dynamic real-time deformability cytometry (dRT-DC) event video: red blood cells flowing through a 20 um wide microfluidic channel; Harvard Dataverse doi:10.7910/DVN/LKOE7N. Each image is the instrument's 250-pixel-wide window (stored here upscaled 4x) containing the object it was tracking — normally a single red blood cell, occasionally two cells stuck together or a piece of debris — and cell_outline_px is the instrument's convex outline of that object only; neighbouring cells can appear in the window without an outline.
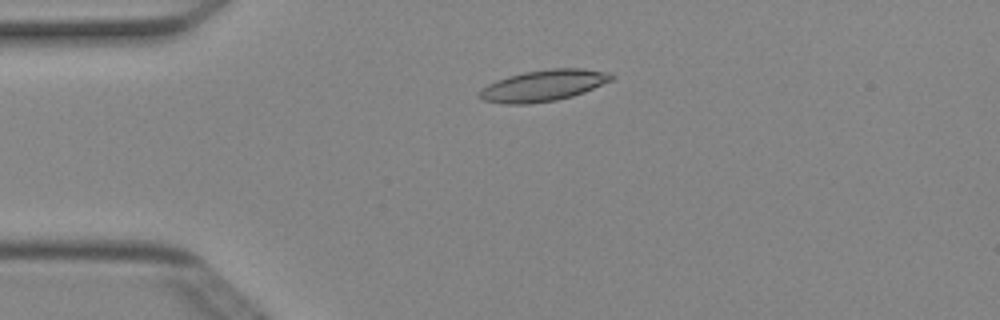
{"species": "Egyptian fruit bat (a non-hibernating species)", "species_latin": "Rousettus aegyptiacus", "temperature_condition": "cold", "stored_images_in_passage": 51, "camera_frame_rate_fps": 3000, "um_per_image_px": 0.085, "animal": {"sex": "female"}, "frame": {"image": 1, "passage_image": 12, "time_ms": 3.667, "image_size_px": [1000, 320], "cell_outline_px": [[616, 76], [612, 80], [584, 92], [572, 96], [556, 100], [528, 104], [504, 104], [484, 100], [480, 96], [480, 92], [488, 84], [496, 80], [508, 76], [524, 72], [552, 68], [584, 68], [612, 72]], "centroid_in_image_um": [46.26, 7.26], "position_along_channel_um": 38.7, "area_um2": 24.04}}
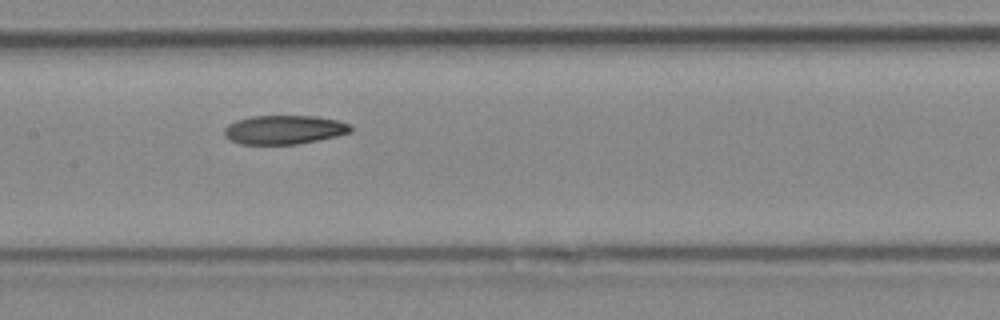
{"frame": {"image": 2, "passage_image": 25, "time_ms": 8.0, "image_size_px": [1000, 320], "cell_outline_px": [[352, 132], [336, 136], [296, 144], [240, 144], [228, 140], [224, 136], [224, 128], [228, 124], [236, 120], [252, 116], [316, 116], [336, 120], [352, 124]], "centroid_in_image_um": [24.13, 11.02], "position_along_channel_um": 183.3, "area_um2": 21.39}}
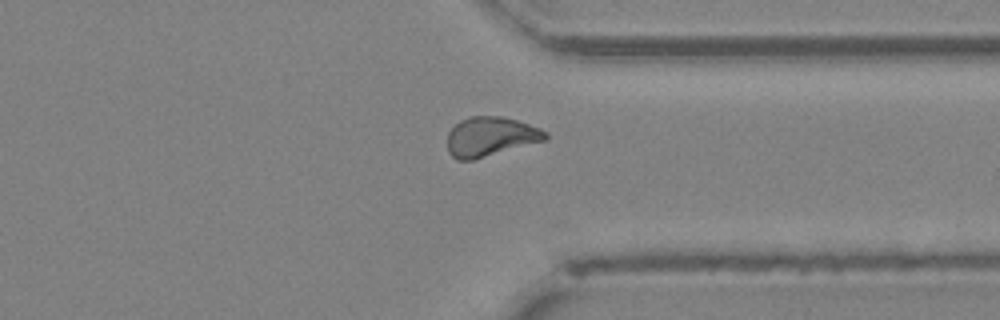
{"frame": {"image": 3, "passage_image": 39, "time_ms": 12.667, "image_size_px": [1000, 320], "cell_outline_px": [[548, 140], [472, 160], [456, 160], [448, 152], [448, 132], [460, 120], [472, 116], [504, 116], [540, 128], [548, 132]], "centroid_in_image_um": [41.72, 11.61], "position_along_channel_um": 369.7, "area_um2": 22.66}, "authors_computed_cell_mechanics": {"area_um2": 22.4264, "velocity_mm_per_s": 4.0123, "shape_relaxation_time_tau1_ms": null, "shape_relaxation_time_tau2_ms": 9.9546, "deformation_change_tau1": null, "deformation_change_tau2": 0.1574}}